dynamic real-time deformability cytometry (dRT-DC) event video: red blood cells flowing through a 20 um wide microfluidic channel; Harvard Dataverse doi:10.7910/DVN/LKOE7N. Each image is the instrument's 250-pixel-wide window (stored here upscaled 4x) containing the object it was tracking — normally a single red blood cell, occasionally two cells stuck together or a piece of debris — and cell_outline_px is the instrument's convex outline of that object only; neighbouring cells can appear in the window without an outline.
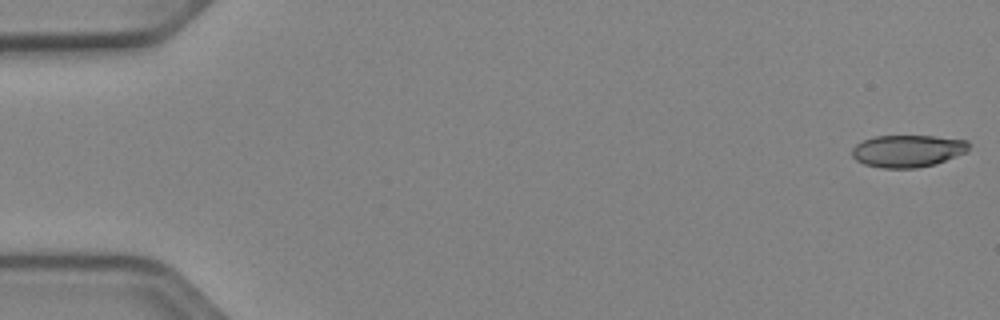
{"species": "Egyptian fruit bat (a non-hibernating species)", "species_latin": "Rousettus aegyptiacus", "temperature_condition": "cold", "stored_images_in_passage": 52, "camera_frame_rate_fps": 3000, "um_per_image_px": 0.085, "animal": {"sex": "female"}, "frame": {"image": 1, "passage_image": 1, "time_ms": 0.0, "image_size_px": [1000, 320], "cell_outline_px": [[968, 152], [936, 164], [916, 168], [880, 168], [864, 164], [856, 160], [852, 156], [852, 148], [856, 144], [872, 136], [932, 136], [968, 140]], "centroid_in_image_um": [77.15, 12.83], "position_along_channel_um": 7.9, "area_um2": 22.08}}
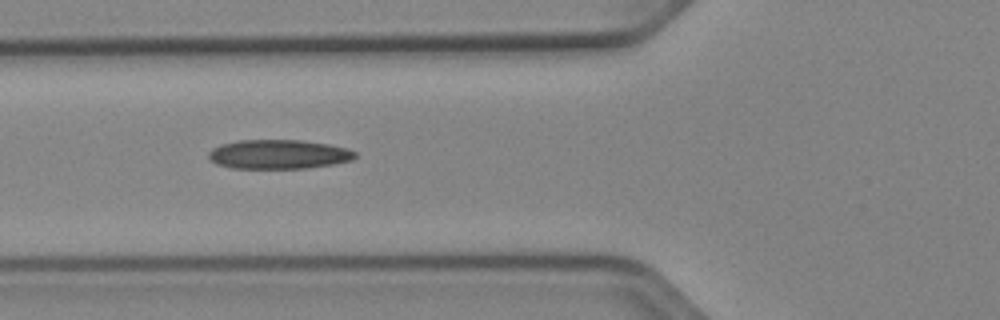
{"frame": {"image": 2, "passage_image": 20, "time_ms": 6.333, "image_size_px": [1000, 320], "cell_outline_px": [[356, 156], [352, 160], [332, 164], [308, 168], [232, 168], [216, 164], [208, 156], [208, 152], [212, 148], [220, 144], [236, 140], [304, 140], [328, 144], [348, 148], [356, 152]], "centroid_in_image_um": [23.67, 13.11], "position_along_channel_um": 102.1, "area_um2": 25.09}}
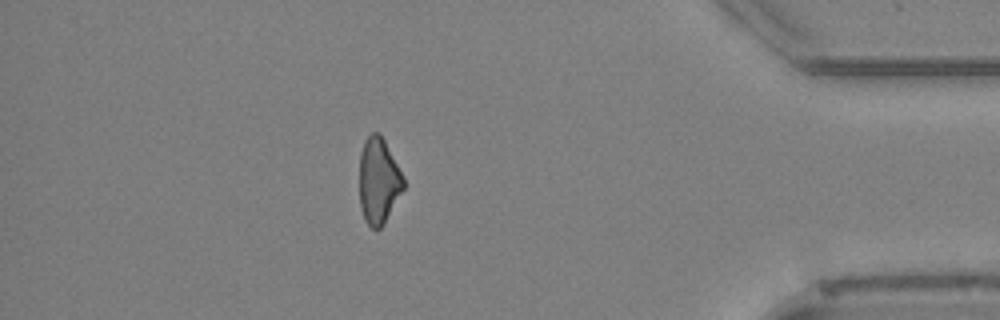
{"frame": {"image": 3, "passage_image": 46, "time_ms": 15.0, "image_size_px": [1000, 320], "cell_outline_px": [[404, 188], [384, 224], [380, 228], [372, 228], [364, 220], [360, 208], [360, 156], [364, 140], [372, 132], [380, 132], [404, 176]], "centroid_in_image_um": [32.18, 15.36], "position_along_channel_um": 403.0, "area_um2": 22.14}, "authors_computed_cell_mechanics": {"area_um2": 23.7558, "velocity_mm_per_s": 3.9277, "shape_relaxation_time_tau1_ms": 10.4002, "shape_relaxation_time_tau2_ms": 7.2197, "deformation_change_tau1": 0.2003, "deformation_change_tau2": 0.1608}}